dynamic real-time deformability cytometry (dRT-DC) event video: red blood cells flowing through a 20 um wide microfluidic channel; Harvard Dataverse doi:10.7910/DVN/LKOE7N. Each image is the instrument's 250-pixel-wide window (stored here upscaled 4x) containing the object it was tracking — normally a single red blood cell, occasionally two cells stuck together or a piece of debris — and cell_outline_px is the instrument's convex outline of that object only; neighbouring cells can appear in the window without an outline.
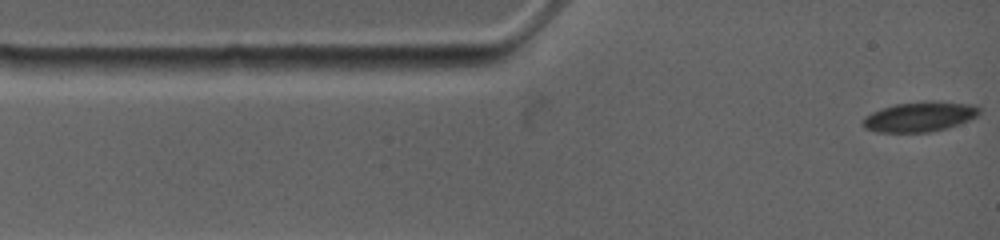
{"species": "common noctule bat (a hibernating species)", "species_latin": "Nyctalus noctula", "temperature_condition": "warm", "stored_images_in_passage": 2, "segment_of_instrument_passage": [2, 2], "camera_frame_rate_fps": 4500, "um_per_image_px": 0.085, "animal": {"sex": "female", "body_mass_g": 19.0, "forearm_length_mm": 53.3}, "frame": {"image": 1, "passage_image": 2, "time_ms": 0.444, "image_size_px": [1000, 240], "cell_outline_px": [[980, 112], [976, 116], [968, 120], [944, 128], [928, 132], [876, 132], [864, 128], [860, 120], [864, 116], [880, 108], [896, 104], [928, 100], [932, 100], [968, 104], [980, 108]], "centroid_in_image_um": [78.09, 9.91], "position_along_channel_um": 6.9, "area_um2": 20.29}}